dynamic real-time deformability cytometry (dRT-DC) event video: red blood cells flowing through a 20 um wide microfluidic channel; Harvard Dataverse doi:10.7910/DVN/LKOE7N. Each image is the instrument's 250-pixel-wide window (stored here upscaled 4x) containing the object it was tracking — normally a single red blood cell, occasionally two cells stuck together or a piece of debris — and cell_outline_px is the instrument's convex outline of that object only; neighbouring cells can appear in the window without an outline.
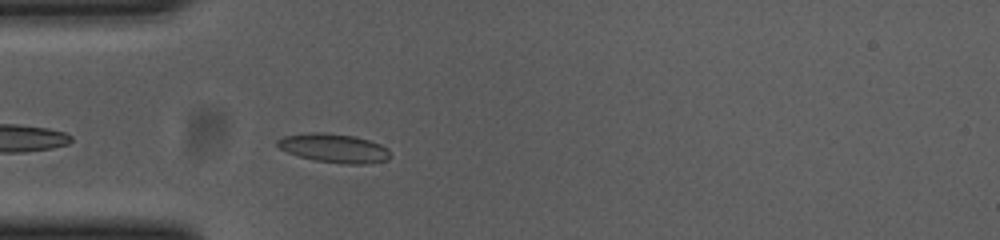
{"species": "common noctule bat (a hibernating species)", "species_latin": "Nyctalus noctula", "temperature_condition": "cold", "stored_images_in_passage": 38, "camera_frame_rate_fps": 3000, "um_per_image_px": 0.085, "animal": {"sex": "female", "body_mass_g": 23.0, "forearm_length_mm": 53.4}, "frame": {"image": 1, "passage_image": 4, "time_ms": 1.0, "image_size_px": [1000, 240], "cell_outline_px": [[388, 160], [364, 164], [344, 164], [316, 160], [300, 156], [288, 152], [280, 148], [276, 144], [276, 140], [284, 136], [312, 132], [324, 132], [356, 136], [380, 144], [388, 148]], "centroid_in_image_um": [28.38, 12.58], "position_along_channel_um": 56.6, "area_um2": 18.84}}
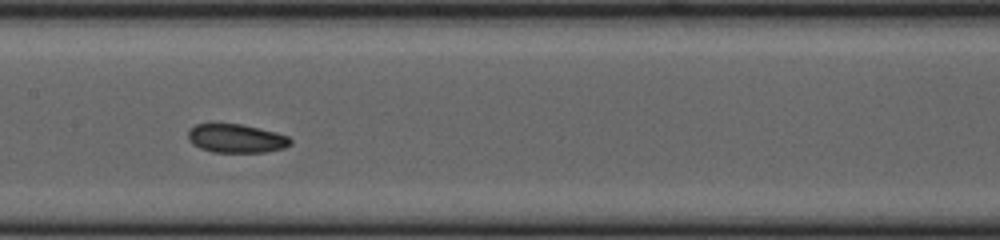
{"frame": {"image": 2, "passage_image": 15, "time_ms": 4.667, "image_size_px": [1000, 240], "cell_outline_px": [[292, 144], [284, 148], [264, 152], [212, 152], [200, 148], [192, 144], [188, 140], [188, 132], [196, 124], [240, 124], [276, 132], [288, 136], [292, 140]], "centroid_in_image_um": [20.09, 11.77], "position_along_channel_um": 187.3, "area_um2": 17.05}}
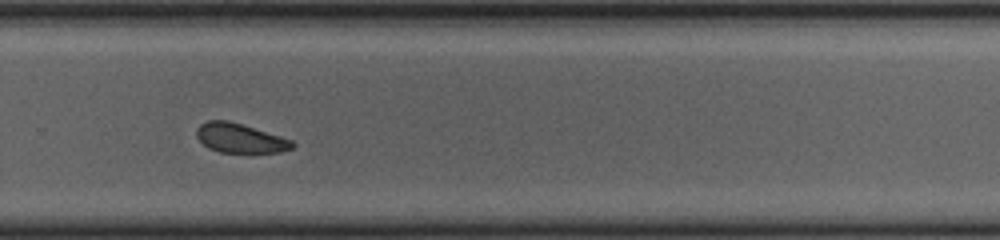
{"frame": {"image": 3, "passage_image": 25, "time_ms": 8.0, "image_size_px": [1000, 240], "cell_outline_px": [[296, 144], [292, 148], [280, 152], [252, 156], [248, 156], [220, 152], [208, 148], [196, 136], [196, 128], [200, 124], [208, 120], [228, 120], [280, 136], [292, 140]], "centroid_in_image_um": [20.43, 11.81], "position_along_channel_um": 309.4, "area_um2": 17.17}, "authors_computed_cell_mechanics": {"area_um2": 18.0914, "velocity_mm_per_s": 3.6705, "shape_relaxation_time_tau1_ms": null, "shape_relaxation_time_tau2_ms": 3.0346, "deformation_change_tau1": null, "deformation_change_tau2": 0.0771}}